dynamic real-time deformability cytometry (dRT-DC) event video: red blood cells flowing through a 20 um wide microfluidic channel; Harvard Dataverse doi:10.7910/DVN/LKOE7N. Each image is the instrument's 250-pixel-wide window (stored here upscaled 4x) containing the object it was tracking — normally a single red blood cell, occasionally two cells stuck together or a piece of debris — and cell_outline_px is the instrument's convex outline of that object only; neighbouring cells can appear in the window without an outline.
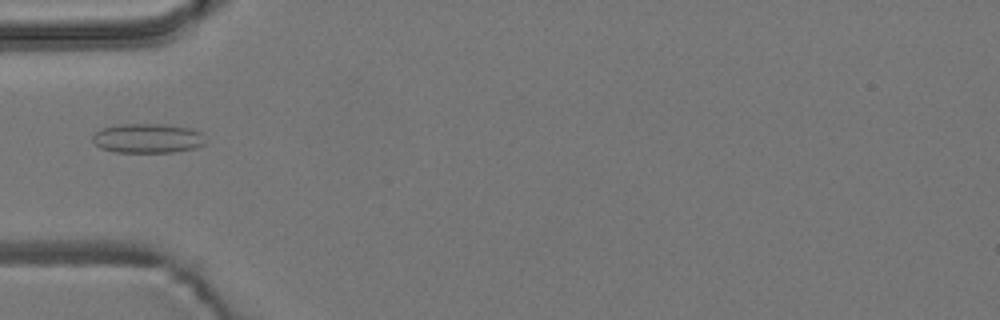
{"species": "common noctule bat (a hibernating species)", "species_latin": "Nyctalus noctula", "temperature_condition": "room temperature", "stored_images_in_passage": 3, "camera_frame_rate_fps": 3000, "um_per_image_px": 0.085, "animal": {"sex": "male", "body_mass_g": 19.2, "forearm_length_mm": 51.8}, "frame": {"image": 1, "passage_image": 3, "time_ms": 0.667, "image_size_px": [1000, 320], "cell_outline_px": [[204, 144], [196, 148], [172, 152], [116, 152], [100, 148], [92, 140], [92, 136], [100, 128], [116, 124], [164, 124], [192, 128], [200, 132]], "centroid_in_image_um": [12.51, 11.74], "position_along_channel_um": 72.5, "area_um2": 19.42}}